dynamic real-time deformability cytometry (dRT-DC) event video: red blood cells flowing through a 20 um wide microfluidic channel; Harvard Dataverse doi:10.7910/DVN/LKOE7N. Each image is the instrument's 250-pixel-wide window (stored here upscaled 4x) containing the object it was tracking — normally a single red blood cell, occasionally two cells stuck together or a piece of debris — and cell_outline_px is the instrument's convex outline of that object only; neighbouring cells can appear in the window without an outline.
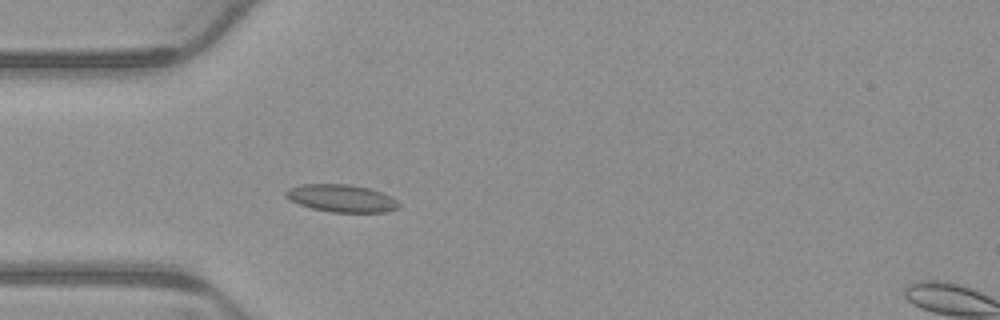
{"species": "common noctule bat (a hibernating species)", "species_latin": "Nyctalus noctula", "temperature_condition": "warm", "stored_images_in_passage": 5, "camera_frame_rate_fps": 3000, "um_per_image_px": 0.085, "animal": {"sex": "male", "body_mass_g": 23.1, "forearm_length_mm": 52.7}, "frame": {"image": 1, "passage_image": 5, "time_ms": 1.333, "image_size_px": [1000, 320], "cell_outline_px": [[400, 208], [388, 212], [332, 212], [312, 208], [300, 204], [284, 196], [284, 192], [288, 188], [300, 184], [348, 184], [368, 188], [380, 192], [396, 200], [400, 204]], "centroid_in_image_um": [29.02, 16.85], "position_along_channel_um": 56.0, "area_um2": 18.03}}